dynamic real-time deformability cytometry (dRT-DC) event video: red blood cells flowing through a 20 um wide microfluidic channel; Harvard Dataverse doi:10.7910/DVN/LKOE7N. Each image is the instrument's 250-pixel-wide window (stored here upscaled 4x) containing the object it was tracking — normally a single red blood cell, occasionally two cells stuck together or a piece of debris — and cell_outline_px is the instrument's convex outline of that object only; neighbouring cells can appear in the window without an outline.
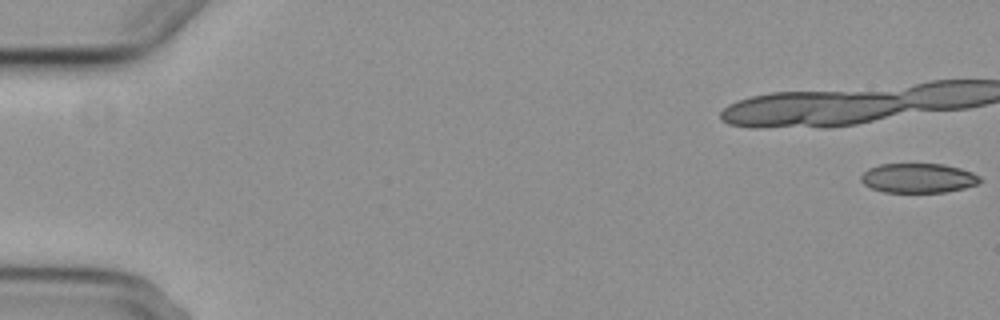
{"species": "common noctule bat (a hibernating species)", "species_latin": "Nyctalus noctula", "temperature_condition": "cold", "stored_images_in_passage": 5, "camera_frame_rate_fps": 3000, "um_per_image_px": 0.085, "animal": {"sex": "female", "body_mass_g": 29.2, "forearm_length_mm": 56.3}, "frame": {"image": 1, "passage_image": 1, "time_ms": 0.0, "image_size_px": [1000, 320], "cell_outline_px": [[984, 180], [976, 184], [964, 188], [944, 192], [884, 192], [872, 188], [864, 184], [860, 180], [860, 176], [868, 168], [880, 164], [944, 164], [960, 168], [972, 172], [980, 176]], "centroid_in_image_um": [78.06, 15.13], "position_along_channel_um": 6.9, "area_um2": 20.52}}